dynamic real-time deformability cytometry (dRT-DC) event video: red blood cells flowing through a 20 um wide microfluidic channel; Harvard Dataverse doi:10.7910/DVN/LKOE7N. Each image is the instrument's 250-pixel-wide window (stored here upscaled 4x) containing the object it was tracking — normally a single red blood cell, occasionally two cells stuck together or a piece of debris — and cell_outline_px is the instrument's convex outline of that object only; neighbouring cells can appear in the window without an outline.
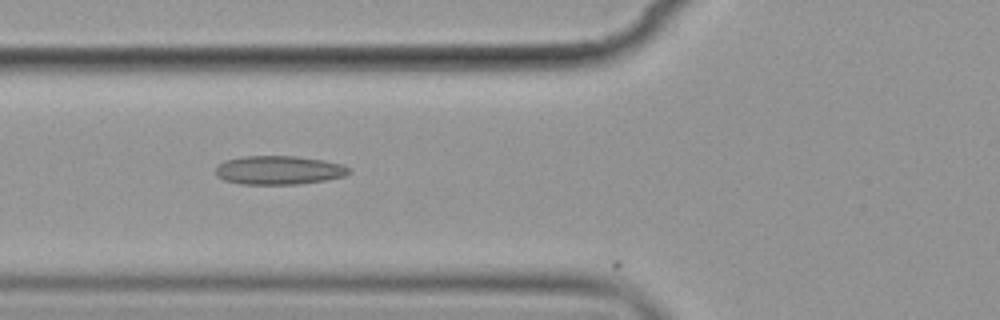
{"species": "common noctule bat (a hibernating species)", "species_latin": "Nyctalus noctula", "temperature_condition": "cold", "stored_images_in_passage": 8, "camera_frame_rate_fps": 3000, "um_per_image_px": 0.085, "animal": {"sex": "female", "body_mass_g": 19.9}, "frame": {"image": 1, "passage_image": 7, "time_ms": 7.0, "image_size_px": [1000, 320], "cell_outline_px": [[352, 172], [344, 176], [324, 180], [296, 184], [240, 184], [224, 180], [216, 176], [216, 168], [224, 160], [240, 156], [296, 156], [324, 160], [344, 164]], "centroid_in_image_um": [23.69, 14.45], "position_along_channel_um": 102.1, "area_um2": 22.43}}